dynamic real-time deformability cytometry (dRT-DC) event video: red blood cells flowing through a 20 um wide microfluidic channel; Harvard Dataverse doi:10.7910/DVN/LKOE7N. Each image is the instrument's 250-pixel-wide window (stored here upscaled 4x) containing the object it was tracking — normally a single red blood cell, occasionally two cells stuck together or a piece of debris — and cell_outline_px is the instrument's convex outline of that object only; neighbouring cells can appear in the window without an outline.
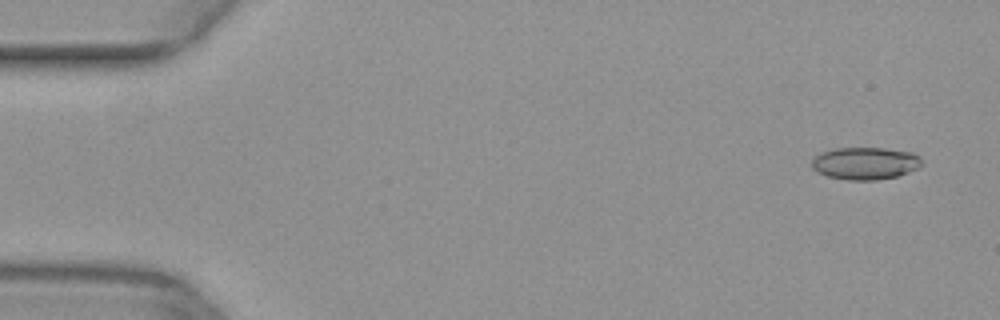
{"species": "common noctule bat (a hibernating species)", "species_latin": "Nyctalus noctula", "temperature_condition": "warm", "stored_images_in_passage": 18, "camera_frame_rate_fps": 3000, "um_per_image_px": 0.085, "animal": {"sex": "female", "body_mass_g": 29.2, "forearm_length_mm": 56.3}, "frame": {"image": 1, "passage_image": 1, "time_ms": 0.0, "image_size_px": [1000, 320], "cell_outline_px": [[920, 164], [916, 168], [908, 172], [896, 176], [876, 180], [848, 180], [828, 176], [816, 172], [812, 168], [812, 160], [816, 156], [824, 152], [836, 148], [884, 148], [912, 152], [920, 156]], "centroid_in_image_um": [73.52, 13.88], "position_along_channel_um": 11.5, "area_um2": 20.52}}
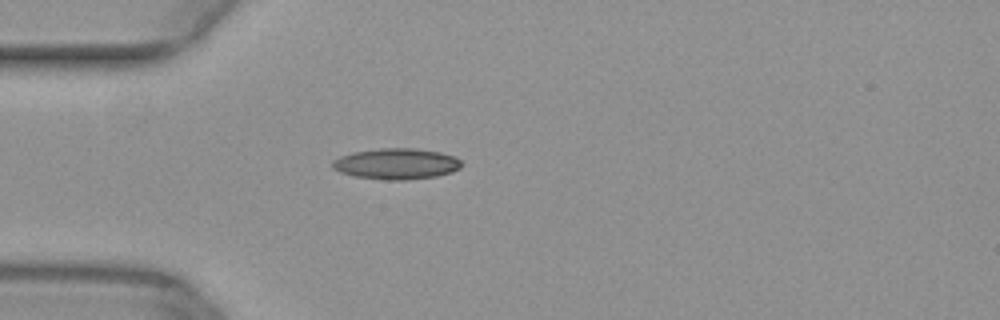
{"frame": {"image": 2, "passage_image": 13, "time_ms": 4.0, "image_size_px": [1000, 320], "cell_outline_px": [[460, 168], [452, 172], [436, 176], [408, 180], [384, 180], [352, 176], [340, 172], [332, 168], [332, 160], [340, 156], [352, 152], [380, 148], [416, 148], [440, 152], [452, 156], [460, 160]], "centroid_in_image_um": [33.65, 13.93], "position_along_channel_um": 51.4, "area_um2": 23.41}}
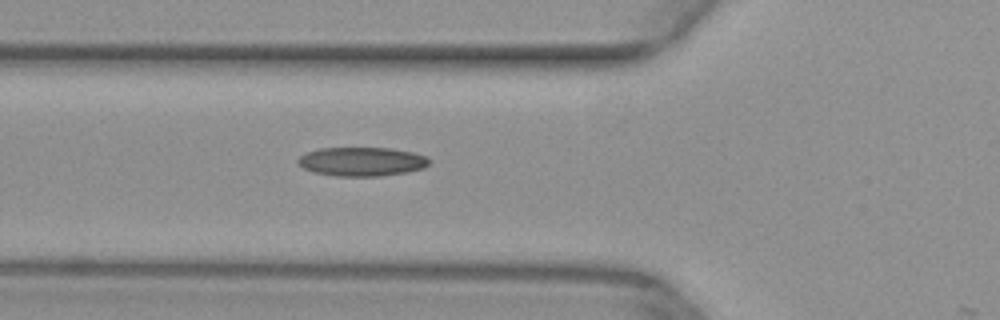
{"frame": {"image": 3, "passage_image": 17, "time_ms": 5.333, "image_size_px": [1000, 320], "cell_outline_px": [[428, 164], [424, 168], [408, 172], [380, 176], [336, 176], [312, 172], [304, 168], [296, 160], [300, 156], [308, 152], [320, 148], [388, 148], [412, 152], [428, 156]], "centroid_in_image_um": [30.76, 13.74], "position_along_channel_um": 95.0, "area_um2": 22.08}}